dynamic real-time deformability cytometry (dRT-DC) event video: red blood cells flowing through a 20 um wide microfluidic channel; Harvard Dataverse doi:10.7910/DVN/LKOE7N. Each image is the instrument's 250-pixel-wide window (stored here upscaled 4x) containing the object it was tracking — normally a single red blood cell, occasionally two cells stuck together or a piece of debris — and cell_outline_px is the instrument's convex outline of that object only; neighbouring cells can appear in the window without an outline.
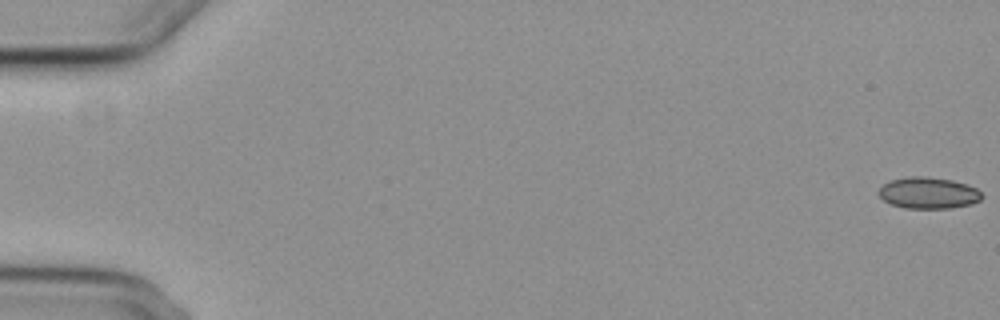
{"species": "common noctule bat (a hibernating species)", "species_latin": "Nyctalus noctula", "temperature_condition": "cold", "stored_images_in_passage": 3, "camera_frame_rate_fps": 3000, "um_per_image_px": 0.085, "animal": {"sex": "female", "body_mass_g": 29.2, "forearm_length_mm": 56.3}, "frame": {"image": 1, "passage_image": 1, "time_ms": 0.0, "image_size_px": [1000, 320], "cell_outline_px": [[984, 196], [980, 200], [972, 204], [952, 208], [904, 208], [892, 204], [884, 200], [876, 192], [884, 184], [892, 180], [912, 176], [924, 176], [952, 180], [968, 184], [976, 188]], "centroid_in_image_um": [78.94, 16.4], "position_along_channel_um": 6.1, "area_um2": 18.9}}